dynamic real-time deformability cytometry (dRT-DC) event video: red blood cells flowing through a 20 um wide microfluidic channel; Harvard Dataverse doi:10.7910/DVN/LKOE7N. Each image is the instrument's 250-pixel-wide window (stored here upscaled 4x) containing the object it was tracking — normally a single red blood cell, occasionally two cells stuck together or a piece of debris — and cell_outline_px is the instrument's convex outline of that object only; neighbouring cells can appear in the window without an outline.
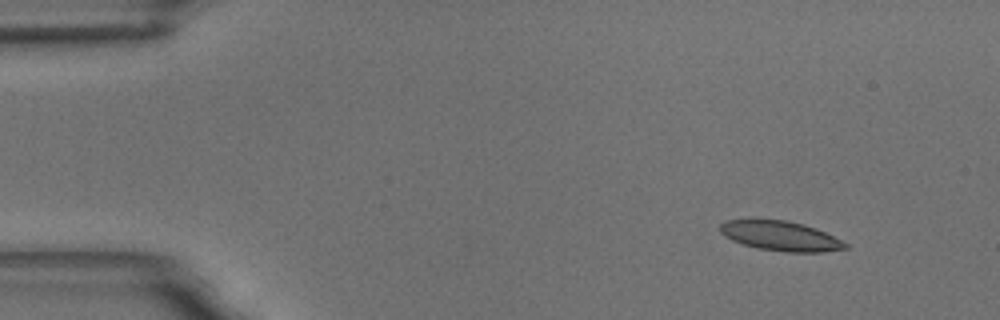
{"species": "common noctule bat (a hibernating species)", "species_latin": "Nyctalus noctula", "temperature_condition": "room temperature", "stored_images_in_passage": 4, "camera_frame_rate_fps": 3000, "um_per_image_px": 0.085, "animal": {"sex": "male", "body_mass_g": 18.8}, "frame": {"image": 1, "passage_image": 1, "time_ms": 0.0, "image_size_px": [1000, 320], "cell_outline_px": [[848, 248], [820, 252], [784, 252], [756, 248], [732, 240], [724, 236], [720, 232], [720, 224], [724, 220], [748, 216], [752, 216], [788, 220], [804, 224], [816, 228], [848, 244]], "centroid_in_image_um": [66.23, 19.99], "position_along_channel_um": 18.8, "area_um2": 22.54}}
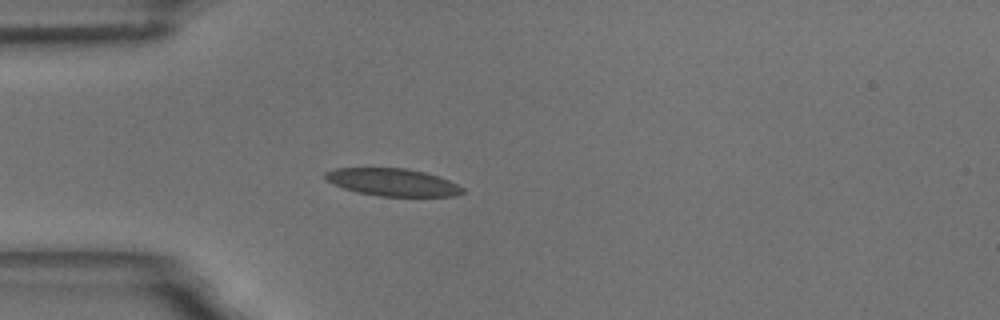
{"frame": {"image": 2, "passage_image": 3, "time_ms": 3.333, "image_size_px": [1000, 320], "cell_outline_px": [[464, 192], [456, 196], [380, 196], [356, 192], [332, 184], [324, 180], [324, 172], [336, 168], [408, 168], [424, 172], [448, 180], [464, 188]], "centroid_in_image_um": [33.32, 15.49], "position_along_channel_um": 51.7, "area_um2": 22.02}}